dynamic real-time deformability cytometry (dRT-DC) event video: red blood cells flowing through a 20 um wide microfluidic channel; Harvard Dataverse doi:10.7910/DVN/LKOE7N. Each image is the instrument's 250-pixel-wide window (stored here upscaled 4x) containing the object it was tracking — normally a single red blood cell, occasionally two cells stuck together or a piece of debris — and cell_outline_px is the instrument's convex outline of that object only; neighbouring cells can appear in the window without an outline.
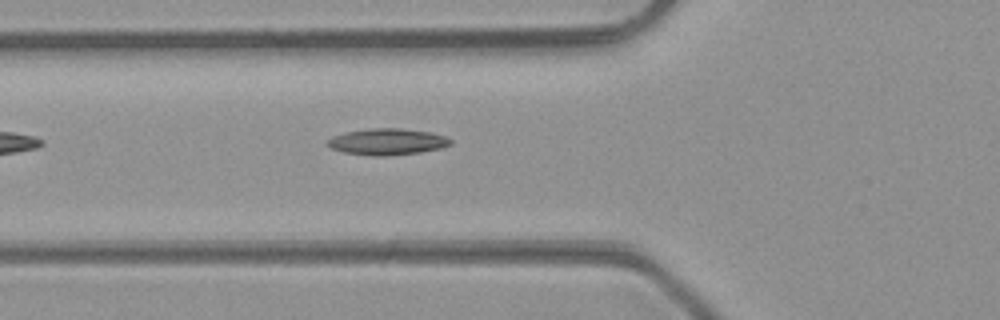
{"species": "common noctule bat (a hibernating species)", "species_latin": "Nyctalus noctula", "temperature_condition": "room temperature", "stored_images_in_passage": 32, "camera_frame_rate_fps": 3000, "um_per_image_px": 0.085, "animal": {"sex": "male", "body_mass_g": 23.1, "forearm_length_mm": 52.7}, "frame": {"image": 1, "passage_image": 5, "time_ms": 1.333, "image_size_px": [1000, 320], "cell_outline_px": [[452, 144], [440, 148], [420, 152], [380, 156], [376, 156], [344, 152], [332, 148], [324, 144], [332, 136], [348, 132], [368, 128], [400, 128], [428, 132], [448, 136], [452, 140]], "centroid_in_image_um": [32.93, 12.04], "position_along_channel_um": 92.9, "area_um2": 18.79}}
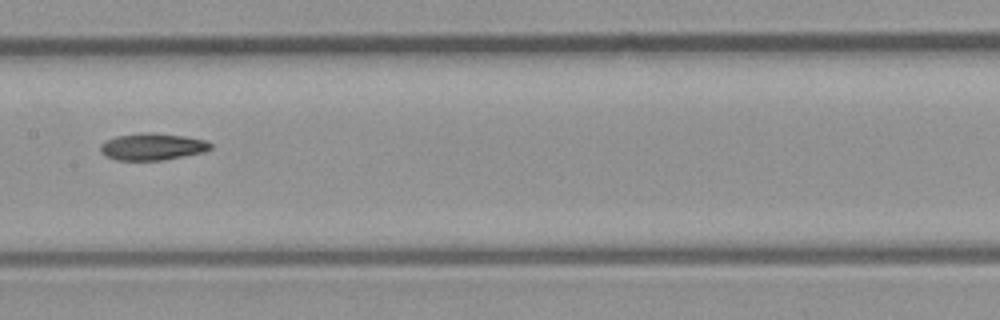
{"frame": {"image": 2, "passage_image": 12, "time_ms": 3.667, "image_size_px": [1000, 320], "cell_outline_px": [[212, 148], [204, 152], [164, 160], [116, 160], [104, 156], [100, 152], [100, 144], [104, 140], [116, 136], [140, 132], [152, 132], [184, 136], [204, 140], [212, 144]], "centroid_in_image_um": [12.9, 12.46], "position_along_channel_um": 194.5, "area_um2": 17.51}}
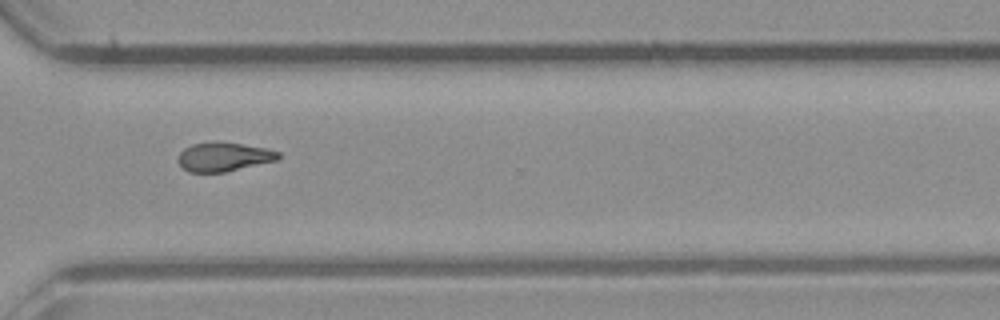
{"frame": {"image": 3, "passage_image": 23, "time_ms": 7.333, "image_size_px": [1000, 320], "cell_outline_px": [[280, 156], [276, 160], [224, 172], [188, 172], [176, 160], [180, 152], [184, 148], [192, 144], [212, 140], [240, 144], [264, 148], [280, 152]], "centroid_in_image_um": [18.96, 13.31], "position_along_channel_um": 351.6, "area_um2": 16.88}}